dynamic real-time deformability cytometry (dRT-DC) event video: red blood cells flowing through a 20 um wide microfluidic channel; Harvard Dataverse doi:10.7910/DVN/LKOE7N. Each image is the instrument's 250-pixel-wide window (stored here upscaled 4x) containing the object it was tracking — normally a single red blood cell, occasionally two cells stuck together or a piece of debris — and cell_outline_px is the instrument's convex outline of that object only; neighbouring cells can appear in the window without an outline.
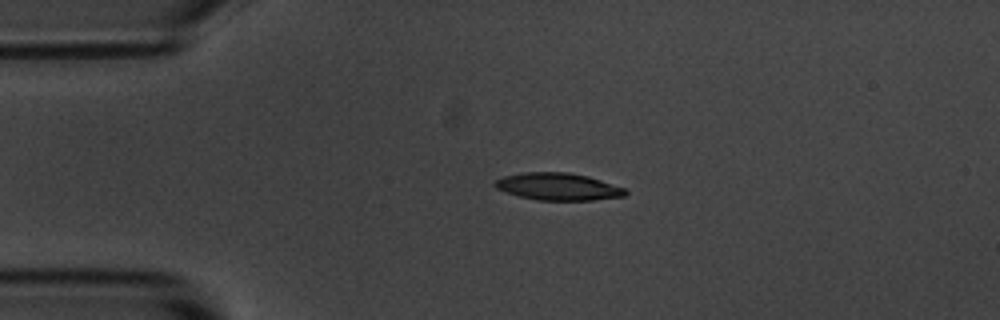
{"species": "common noctule bat (a hibernating species)", "species_latin": "Nyctalus noctula", "temperature_condition": "room temperature", "stored_images_in_passage": 3, "camera_frame_rate_fps": 3000, "um_per_image_px": 0.085, "animal": {"sex": "male", "body_mass_g": 20.1, "forearm_length_mm": 53.5}, "frame": {"image": 1, "passage_image": 3, "time_ms": 2.333, "image_size_px": [1000, 320], "cell_outline_px": [[628, 192], [624, 196], [592, 200], [536, 200], [520, 196], [496, 188], [492, 184], [496, 180], [504, 176], [524, 172], [568, 172], [588, 176], [624, 188]], "centroid_in_image_um": [47.43, 15.86], "position_along_channel_um": 37.6, "area_um2": 20.52}}